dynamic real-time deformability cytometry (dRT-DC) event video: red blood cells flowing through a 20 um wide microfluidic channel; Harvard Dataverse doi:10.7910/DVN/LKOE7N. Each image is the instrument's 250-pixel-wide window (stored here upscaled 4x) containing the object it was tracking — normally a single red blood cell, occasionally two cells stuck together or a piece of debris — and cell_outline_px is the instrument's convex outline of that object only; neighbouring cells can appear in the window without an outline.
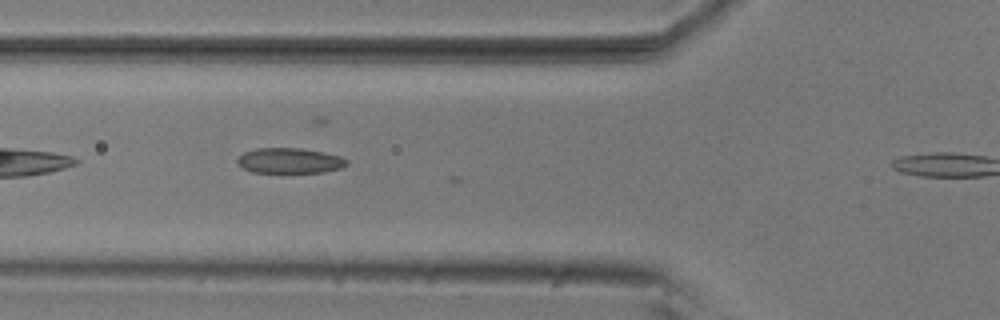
{"species": "common noctule bat (a hibernating species)", "species_latin": "Nyctalus noctula", "temperature_condition": "room temperature", "stored_images_in_passage": 5, "camera_frame_rate_fps": 3000, "um_per_image_px": 0.085, "animal": {"sex": "male", "body_mass_g": 20.5, "forearm_length_mm": 52.5}, "frame": {"image": 1, "passage_image": 2, "time_ms": 0.333, "image_size_px": [1000, 320], "cell_outline_px": [[348, 164], [340, 168], [324, 172], [252, 172], [244, 168], [236, 160], [244, 152], [256, 148], [300, 148], [340, 156], [348, 160]], "centroid_in_image_um": [24.62, 13.65], "position_along_channel_um": 101.2, "area_um2": 15.9}}